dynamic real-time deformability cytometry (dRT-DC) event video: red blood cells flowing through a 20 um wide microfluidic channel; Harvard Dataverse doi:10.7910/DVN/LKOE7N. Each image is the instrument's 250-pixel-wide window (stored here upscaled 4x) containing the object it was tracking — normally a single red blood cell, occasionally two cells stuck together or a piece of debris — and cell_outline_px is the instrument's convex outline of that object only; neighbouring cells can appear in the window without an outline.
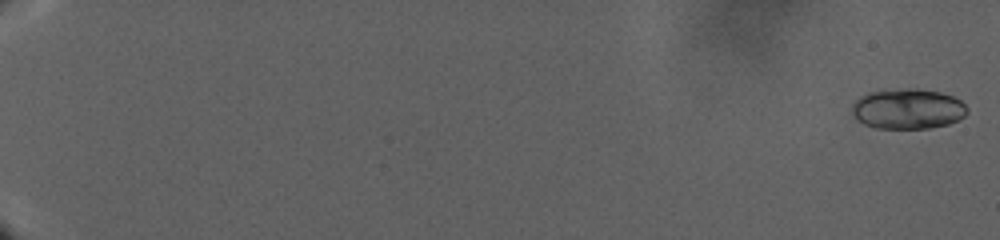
{"species": "human", "species_latin": "Homo sapiens", "temperature_condition": "warm", "stored_images_in_passage": 93, "camera_frame_rate_fps": 3000, "um_per_image_px": 0.085, "donor": {"sex": "male"}, "frame": {"image": 1, "passage_image": 2, "time_ms": 0.667, "image_size_px": [1000, 240], "cell_outline_px": [[968, 112], [964, 116], [948, 124], [928, 128], [876, 128], [864, 124], [856, 120], [852, 112], [852, 104], [860, 96], [868, 92], [908, 88], [916, 88], [940, 92], [952, 96], [960, 100], [968, 108]], "centroid_in_image_um": [77.15, 9.25], "position_along_channel_um": 7.9, "area_um2": 27.05}}
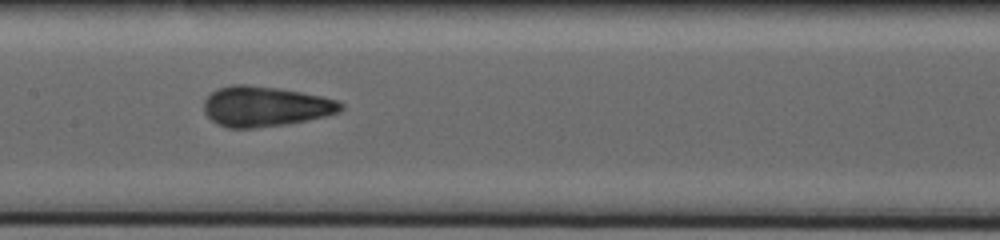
{"frame": {"image": 2, "passage_image": 53, "time_ms": 28.333, "image_size_px": [1000, 240], "cell_outline_px": [[344, 108], [340, 112], [308, 120], [284, 124], [256, 128], [228, 128], [216, 124], [204, 112], [204, 100], [212, 92], [220, 88], [232, 84], [244, 84], [280, 88], [320, 96], [336, 100], [344, 104]], "centroid_in_image_um": [22.54, 9.05], "position_along_channel_um": 184.9, "area_um2": 32.02}}
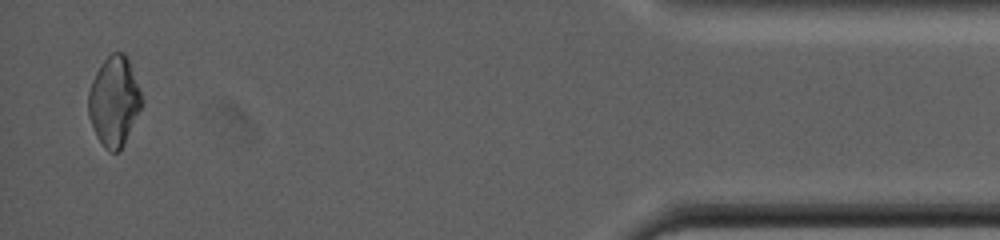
{"frame": {"image": 3, "passage_image": 92, "time_ms": 47.333, "image_size_px": [1000, 240], "cell_outline_px": [[144, 104], [120, 152], [108, 152], [104, 148], [96, 136], [92, 128], [88, 116], [88, 92], [92, 80], [96, 72], [104, 60], [112, 52], [124, 52], [128, 56], [140, 88], [144, 100]], "centroid_in_image_um": [9.72, 8.62], "position_along_channel_um": 425.5, "area_um2": 28.5}}